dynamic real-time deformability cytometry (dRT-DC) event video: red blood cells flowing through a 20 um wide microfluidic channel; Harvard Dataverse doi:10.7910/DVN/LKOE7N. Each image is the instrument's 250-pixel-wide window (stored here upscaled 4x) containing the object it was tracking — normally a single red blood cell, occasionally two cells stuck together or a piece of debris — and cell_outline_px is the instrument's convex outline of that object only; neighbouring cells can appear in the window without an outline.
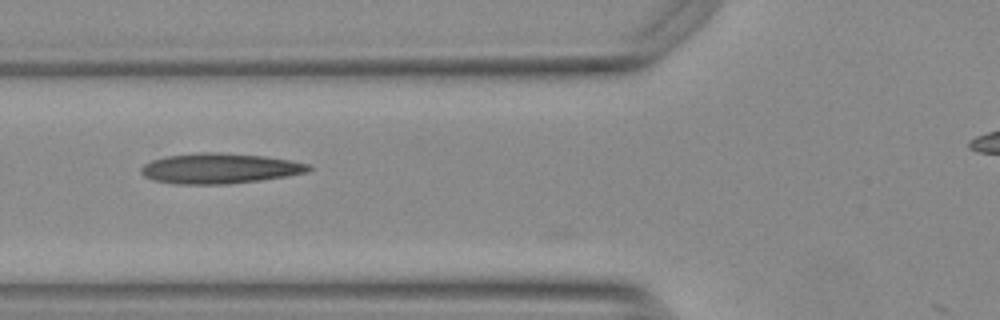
{"species": "Egyptian fruit bat (a non-hibernating species)", "species_latin": "Rousettus aegyptiacus", "temperature_condition": "warm", "stored_images_in_passage": 31, "camera_frame_rate_fps": 3000, "um_per_image_px": 0.085, "animal": {"sex": "female"}, "frame": {"image": 1, "passage_image": 3, "time_ms": 0.667, "image_size_px": [1000, 320], "cell_outline_px": [[312, 168], [308, 172], [288, 176], [260, 180], [224, 184], [180, 184], [152, 180], [144, 176], [140, 172], [140, 168], [144, 164], [152, 160], [164, 156], [200, 152], [220, 152], [264, 156], [292, 160], [308, 164]], "centroid_in_image_um": [18.66, 14.31], "position_along_channel_um": 107.1, "area_um2": 29.71}}
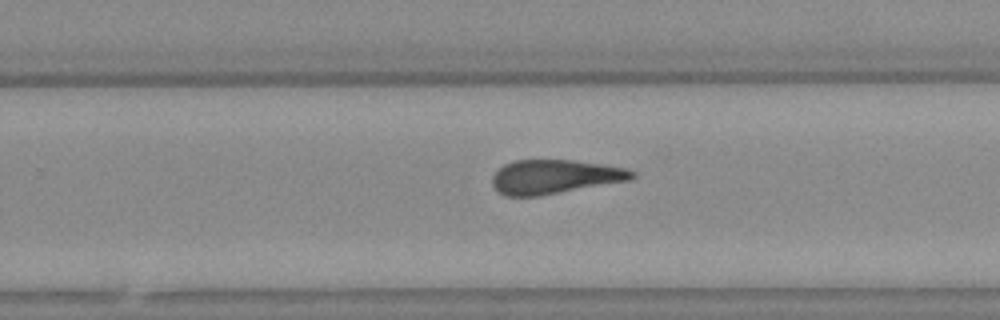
{"frame": {"image": 2, "passage_image": 17, "time_ms": 5.333, "image_size_px": [1000, 320], "cell_outline_px": [[636, 176], [628, 180], [540, 196], [504, 196], [492, 184], [492, 176], [504, 164], [512, 160], [576, 160], [624, 168], [636, 172]], "centroid_in_image_um": [47.12, 15.02], "position_along_channel_um": 282.7, "area_um2": 27.57}}
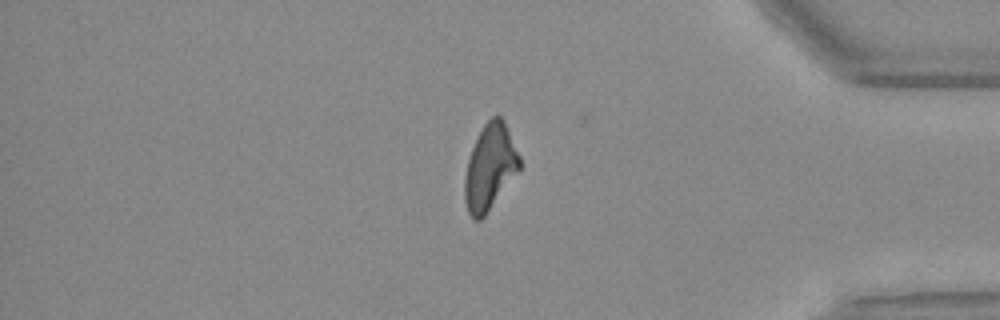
{"frame": {"image": 3, "passage_image": 28, "time_ms": 9.0, "image_size_px": [1000, 320], "cell_outline_px": [[520, 168], [484, 216], [480, 220], [472, 220], [468, 212], [464, 196], [464, 180], [468, 160], [472, 148], [484, 124], [492, 116], [500, 116], [504, 120], [520, 156]], "centroid_in_image_um": [41.63, 14.21], "position_along_channel_um": 393.6, "area_um2": 26.93}}